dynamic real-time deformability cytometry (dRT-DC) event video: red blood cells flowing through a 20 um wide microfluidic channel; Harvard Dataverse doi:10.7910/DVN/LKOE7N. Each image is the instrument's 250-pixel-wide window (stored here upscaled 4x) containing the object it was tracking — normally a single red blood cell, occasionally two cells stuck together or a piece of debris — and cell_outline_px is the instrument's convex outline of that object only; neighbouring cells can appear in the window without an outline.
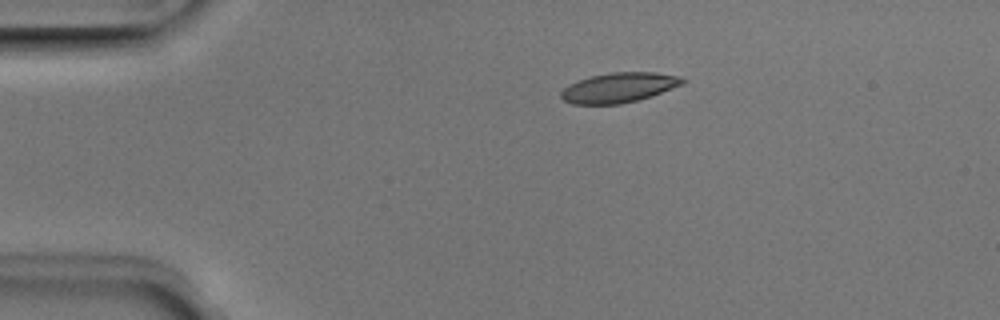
{"species": "Egyptian fruit bat (a non-hibernating species)", "species_latin": "Rousettus aegyptiacus", "temperature_condition": "room temperature", "stored_images_in_passage": 42, "camera_frame_rate_fps": 3000, "um_per_image_px": 0.085, "animal": {"sex": "male"}, "frame": {"image": 1, "passage_image": 1, "time_ms": 0.0, "image_size_px": [1000, 320], "cell_outline_px": [[684, 84], [652, 96], [620, 104], [572, 104], [564, 100], [560, 96], [560, 92], [568, 84], [592, 76], [612, 72], [656, 72], [680, 76], [684, 80]], "centroid_in_image_um": [52.61, 7.44], "position_along_channel_um": 32.4, "area_um2": 21.1}}
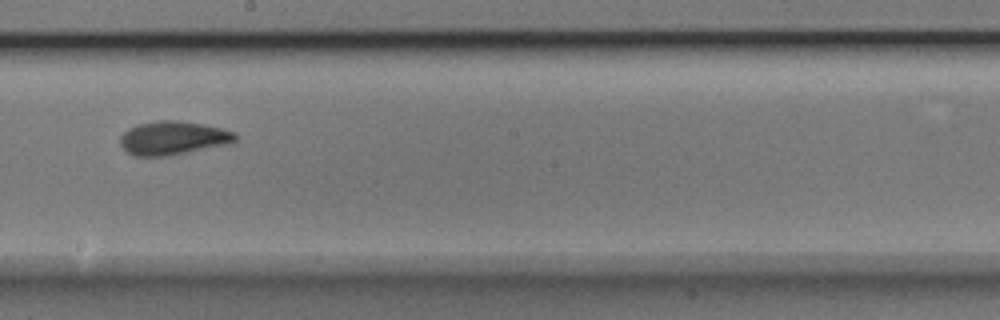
{"frame": {"image": 2, "passage_image": 20, "time_ms": 6.333, "image_size_px": [1000, 320], "cell_outline_px": [[236, 140], [228, 144], [168, 156], [132, 156], [120, 144], [120, 136], [128, 128], [136, 124], [156, 120], [180, 120], [220, 128], [236, 132]], "centroid_in_image_um": [14.67, 11.72], "position_along_channel_um": 233.5, "area_um2": 22.6}}
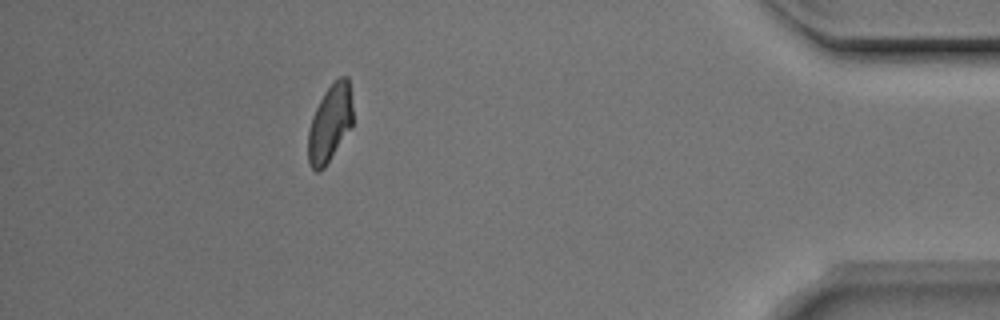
{"frame": {"image": 3, "passage_image": 37, "time_ms": 12.0, "image_size_px": [1000, 320], "cell_outline_px": [[352, 124], [324, 168], [320, 172], [316, 172], [312, 168], [308, 160], [308, 132], [312, 116], [324, 92], [340, 76], [348, 76], [352, 108]], "centroid_in_image_um": [28.02, 10.48], "position_along_channel_um": 407.2, "area_um2": 19.71}, "authors_computed_cell_mechanics": {"area_um2": 21.4727, "velocity_mm_per_s": 3.9415, "shape_relaxation_time_tau1_ms": 3.1447, "shape_relaxation_time_tau2_ms": 2.0679, "deformation_change_tau1": 0.127, "deformation_change_tau2": 0.0789}}